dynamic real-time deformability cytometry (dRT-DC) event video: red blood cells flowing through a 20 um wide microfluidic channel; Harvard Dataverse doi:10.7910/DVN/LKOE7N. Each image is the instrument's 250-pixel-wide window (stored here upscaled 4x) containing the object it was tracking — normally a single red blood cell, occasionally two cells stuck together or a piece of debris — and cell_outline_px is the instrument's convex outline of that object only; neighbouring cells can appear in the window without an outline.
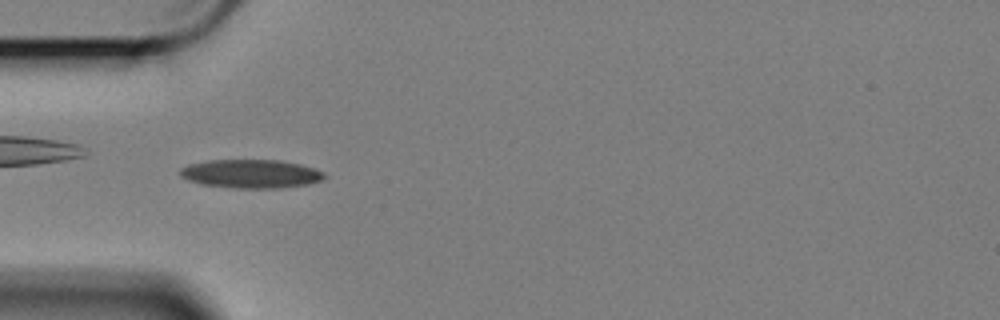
{"species": "Egyptian fruit bat (a non-hibernating species)", "species_latin": "Rousettus aegyptiacus", "temperature_condition": "cold", "stored_images_in_passage": 42, "camera_frame_rate_fps": 3000, "um_per_image_px": 0.085, "animal": {"sex": "female"}, "frame": {"image": 1, "passage_image": 1, "time_ms": 0.0, "image_size_px": [1000, 320], "cell_outline_px": [[328, 176], [320, 180], [308, 184], [276, 188], [236, 188], [204, 184], [188, 180], [180, 176], [180, 168], [188, 164], [208, 160], [284, 160], [316, 168], [324, 172]], "centroid_in_image_um": [21.36, 14.76], "position_along_channel_um": 63.6, "area_um2": 24.1}}